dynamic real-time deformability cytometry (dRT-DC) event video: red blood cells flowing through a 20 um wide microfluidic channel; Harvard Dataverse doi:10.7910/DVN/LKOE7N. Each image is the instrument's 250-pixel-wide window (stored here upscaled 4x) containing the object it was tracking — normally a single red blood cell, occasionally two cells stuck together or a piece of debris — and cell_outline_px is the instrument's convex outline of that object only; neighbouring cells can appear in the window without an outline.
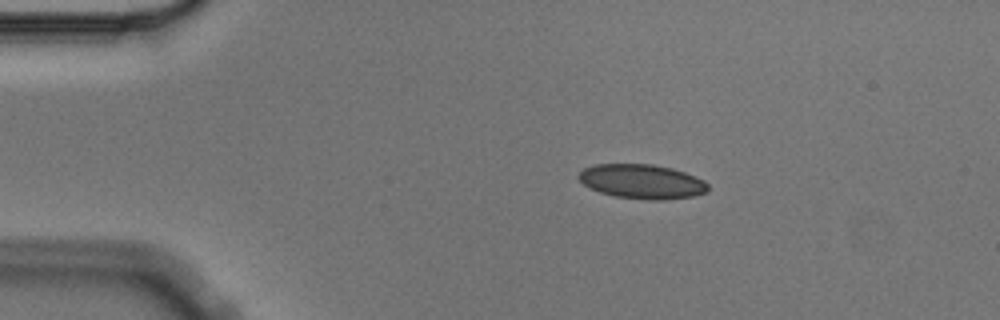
{"species": "Egyptian fruit bat (a non-hibernating species)", "species_latin": "Rousettus aegyptiacus", "temperature_condition": "cold", "stored_images_in_passage": 2, "camera_frame_rate_fps": 3000, "um_per_image_px": 0.085, "animal": {"sex": "male"}, "frame": {"image": 1, "passage_image": 1, "time_ms": 0.0, "image_size_px": [1000, 320], "cell_outline_px": [[708, 192], [692, 196], [664, 200], [648, 200], [616, 196], [600, 192], [584, 184], [576, 176], [584, 168], [596, 164], [652, 164], [672, 168], [696, 176], [704, 180], [708, 184]], "centroid_in_image_um": [54.59, 15.42], "position_along_channel_um": 30.4, "area_um2": 25.89}}